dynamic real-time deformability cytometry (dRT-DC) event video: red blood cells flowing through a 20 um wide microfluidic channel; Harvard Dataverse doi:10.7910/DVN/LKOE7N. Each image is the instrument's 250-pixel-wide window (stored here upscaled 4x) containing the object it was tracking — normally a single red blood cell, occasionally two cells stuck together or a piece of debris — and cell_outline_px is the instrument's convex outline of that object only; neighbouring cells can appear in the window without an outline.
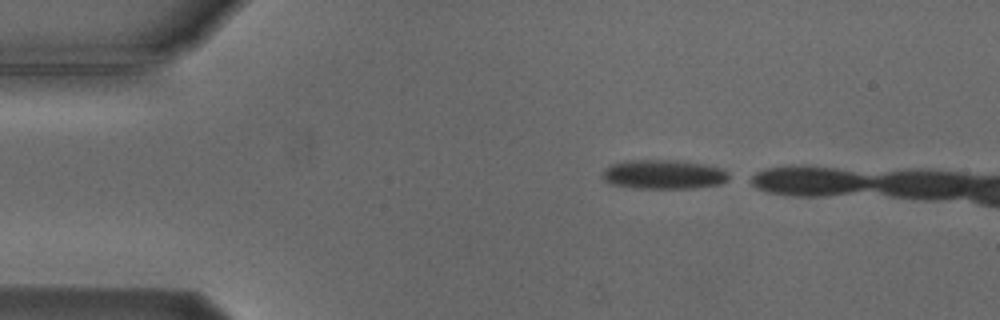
{"species": "Egyptian fruit bat (a non-hibernating species)", "species_latin": "Rousettus aegyptiacus", "temperature_condition": "cold", "stored_images_in_passage": 3, "camera_frame_rate_fps": 3000, "um_per_image_px": 0.085, "animal": {"sex": "male"}, "frame": {"image": 1, "passage_image": 1, "time_ms": 0.0, "image_size_px": [1000, 320], "cell_outline_px": [[728, 180], [720, 184], [696, 188], [632, 188], [612, 184], [604, 180], [604, 168], [612, 164], [628, 160], [676, 160], [700, 164], [720, 168], [728, 172]], "centroid_in_image_um": [56.4, 14.83], "position_along_channel_um": 28.6, "area_um2": 21.39}}